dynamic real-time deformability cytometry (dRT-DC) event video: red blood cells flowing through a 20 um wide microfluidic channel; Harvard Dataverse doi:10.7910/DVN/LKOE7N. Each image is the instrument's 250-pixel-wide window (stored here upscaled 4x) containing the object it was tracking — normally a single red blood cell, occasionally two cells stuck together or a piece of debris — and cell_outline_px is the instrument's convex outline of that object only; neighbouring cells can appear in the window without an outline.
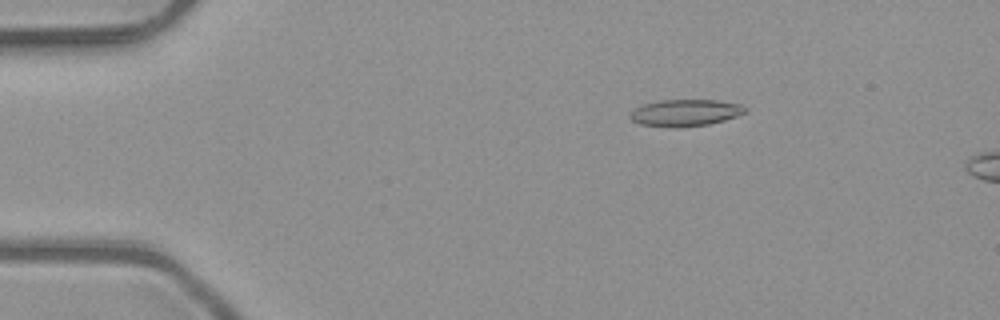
{"species": "common noctule bat (a hibernating species)", "species_latin": "Nyctalus noctula", "temperature_condition": "room temperature", "stored_images_in_passage": 3, "camera_frame_rate_fps": 3000, "um_per_image_px": 0.085, "animal": {"sex": "male", "body_mass_g": 23.1, "forearm_length_mm": 52.7}, "frame": {"image": 1, "passage_image": 1, "time_ms": 0.0, "image_size_px": [1000, 320], "cell_outline_px": [[748, 112], [724, 120], [708, 124], [680, 128], [668, 128], [640, 124], [632, 120], [632, 112], [636, 108], [644, 104], [660, 100], [716, 100], [740, 104], [748, 108]], "centroid_in_image_um": [58.29, 9.59], "position_along_channel_um": 26.7, "area_um2": 17.98}}